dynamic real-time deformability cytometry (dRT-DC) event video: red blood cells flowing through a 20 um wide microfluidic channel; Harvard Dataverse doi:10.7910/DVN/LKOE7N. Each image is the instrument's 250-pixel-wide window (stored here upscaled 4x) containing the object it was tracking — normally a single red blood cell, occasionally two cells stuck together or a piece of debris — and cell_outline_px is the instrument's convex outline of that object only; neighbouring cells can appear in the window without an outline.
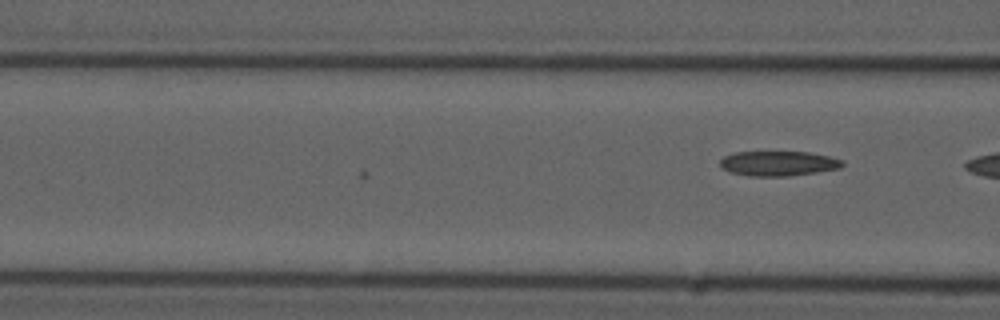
{"species": "common noctule bat (a hibernating species)", "species_latin": "Nyctalus noctula", "temperature_condition": "cold", "stored_images_in_passage": 5, "camera_frame_rate_fps": 3000, "um_per_image_px": 0.085, "animal": {"sex": "male", "forearm_length_mm": 52.5}, "frame": {"image": 1, "passage_image": 5, "time_ms": 1.333, "image_size_px": [1000, 320], "cell_outline_px": [[844, 164], [840, 168], [816, 172], [788, 176], [748, 176], [728, 172], [720, 168], [720, 160], [724, 156], [736, 152], [812, 152], [844, 160]], "centroid_in_image_um": [66.14, 13.89], "position_along_channel_um": 100.5, "area_um2": 17.86}}